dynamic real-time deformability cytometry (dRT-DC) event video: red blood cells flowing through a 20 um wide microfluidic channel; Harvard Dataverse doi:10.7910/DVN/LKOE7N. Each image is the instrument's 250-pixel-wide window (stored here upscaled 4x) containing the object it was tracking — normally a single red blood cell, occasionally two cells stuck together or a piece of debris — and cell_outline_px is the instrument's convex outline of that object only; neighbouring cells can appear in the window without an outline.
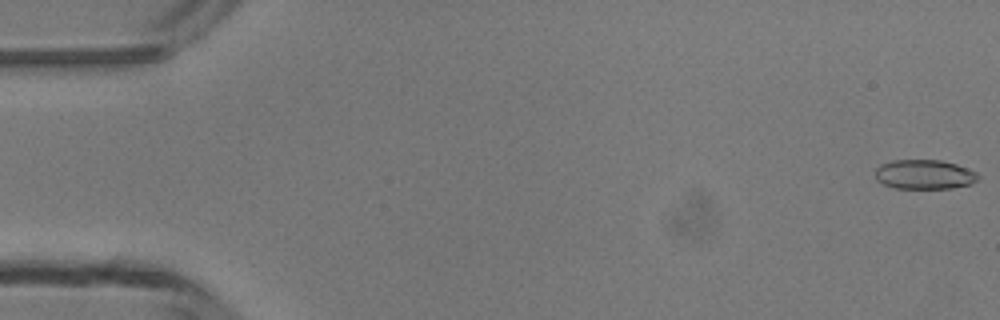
{"species": "common noctule bat (a hibernating species)", "species_latin": "Nyctalus noctula", "temperature_condition": "room temperature", "stored_images_in_passage": 5, "camera_frame_rate_fps": 3000, "um_per_image_px": 0.085, "animal": {"sex": "male", "body_mass_g": 13.3}, "frame": {"image": 1, "passage_image": 1, "time_ms": 0.0, "image_size_px": [1000, 320], "cell_outline_px": [[980, 176], [972, 184], [952, 188], [896, 188], [884, 184], [876, 180], [876, 168], [880, 164], [892, 160], [940, 160], [956, 164], [976, 172]], "centroid_in_image_um": [78.57, 14.82], "position_along_channel_um": 6.4, "area_um2": 17.63}}
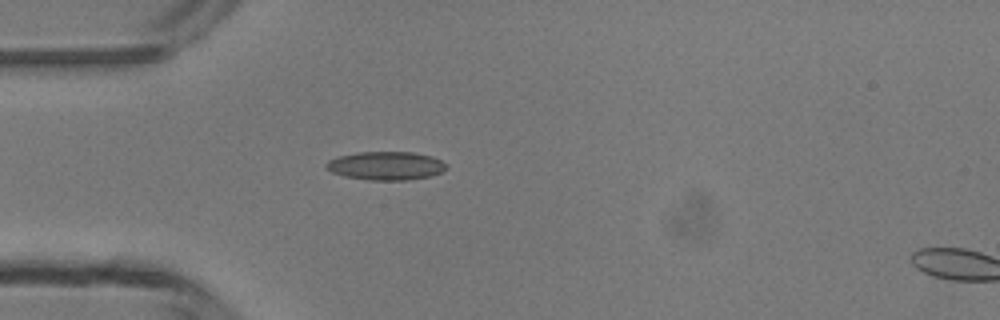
{"frame": {"image": 2, "passage_image": 4, "time_ms": 4.333, "image_size_px": [1000, 320], "cell_outline_px": [[448, 168], [432, 176], [404, 180], [368, 180], [344, 176], [332, 172], [324, 168], [324, 164], [328, 160], [340, 156], [360, 152], [412, 152], [432, 156], [440, 160]], "centroid_in_image_um": [32.77, 14.09], "position_along_channel_um": 52.2, "area_um2": 19.88}}